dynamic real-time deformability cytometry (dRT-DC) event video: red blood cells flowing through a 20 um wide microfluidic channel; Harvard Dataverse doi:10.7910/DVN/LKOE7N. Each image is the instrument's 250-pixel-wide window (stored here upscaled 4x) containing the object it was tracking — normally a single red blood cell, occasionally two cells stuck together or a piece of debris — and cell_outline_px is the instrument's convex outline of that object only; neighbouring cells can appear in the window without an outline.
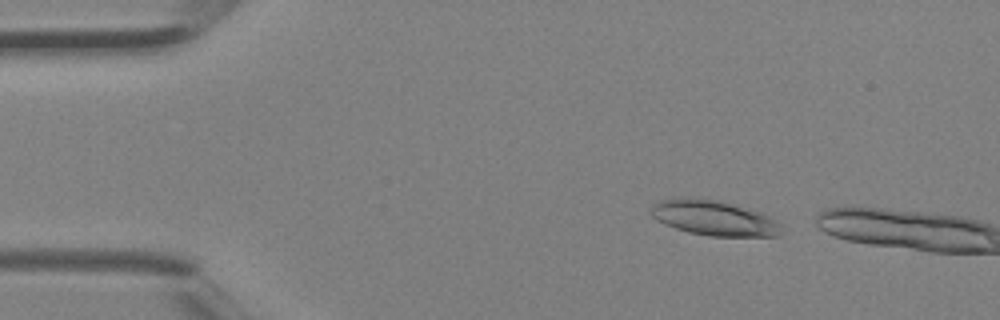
{"species": "Egyptian fruit bat (a non-hibernating species)", "species_latin": "Rousettus aegyptiacus", "temperature_condition": "room temperature", "stored_images_in_passage": 2, "camera_frame_rate_fps": 3000, "um_per_image_px": 0.085, "animal": {"sex": "female"}, "frame": {"image": 1, "passage_image": 1, "time_ms": 0.0, "image_size_px": [1000, 320], "cell_outline_px": [[780, 236], [708, 236], [688, 232], [664, 224], [656, 220], [652, 216], [652, 204], [660, 200], [716, 200], [760, 212], [768, 216], [780, 224]], "centroid_in_image_um": [60.7, 18.58], "position_along_channel_um": 24.3, "area_um2": 25.72}}